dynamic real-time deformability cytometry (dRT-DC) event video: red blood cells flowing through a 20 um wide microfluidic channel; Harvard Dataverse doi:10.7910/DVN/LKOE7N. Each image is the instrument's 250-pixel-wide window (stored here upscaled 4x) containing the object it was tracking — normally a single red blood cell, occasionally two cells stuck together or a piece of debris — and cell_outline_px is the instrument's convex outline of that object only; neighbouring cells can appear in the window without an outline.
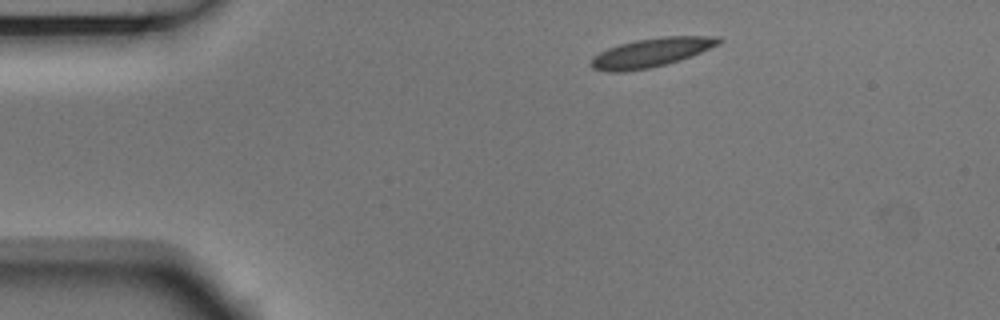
{"species": "Egyptian fruit bat (a non-hibernating species)", "species_latin": "Rousettus aegyptiacus", "temperature_condition": "room temperature", "stored_images_in_passage": 7, "camera_frame_rate_fps": 3000, "um_per_image_px": 0.085, "animal": {"sex": "male"}, "frame": {"image": 1, "passage_image": 1, "time_ms": 0.0, "image_size_px": [1000, 320], "cell_outline_px": [[724, 40], [720, 44], [692, 56], [680, 60], [648, 68], [624, 72], [608, 72], [592, 68], [588, 64], [592, 56], [608, 48], [620, 44], [636, 40], [660, 36], [720, 36]], "centroid_in_image_um": [55.35, 4.46], "position_along_channel_um": 29.6, "area_um2": 21.73}}
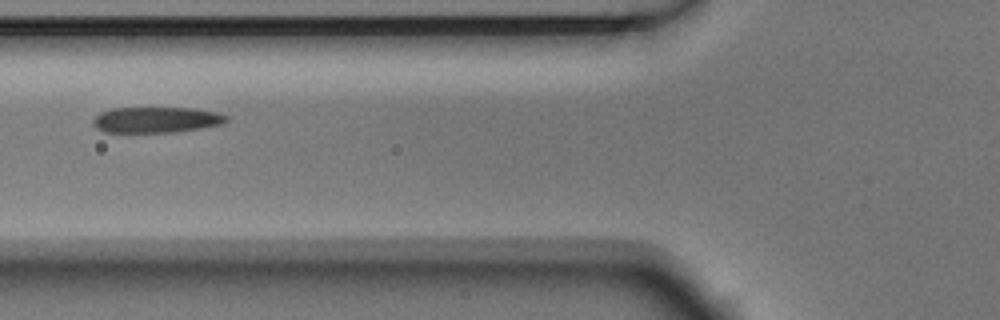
{"frame": {"image": 2, "passage_image": 4, "time_ms": 1.0, "image_size_px": [1000, 320], "cell_outline_px": [[228, 120], [220, 124], [200, 128], [172, 132], [104, 132], [96, 128], [92, 124], [92, 120], [100, 112], [112, 108], [196, 108], [216, 112], [228, 116]], "centroid_in_image_um": [13.25, 10.18], "position_along_channel_um": 112.6, "area_um2": 20.0}}
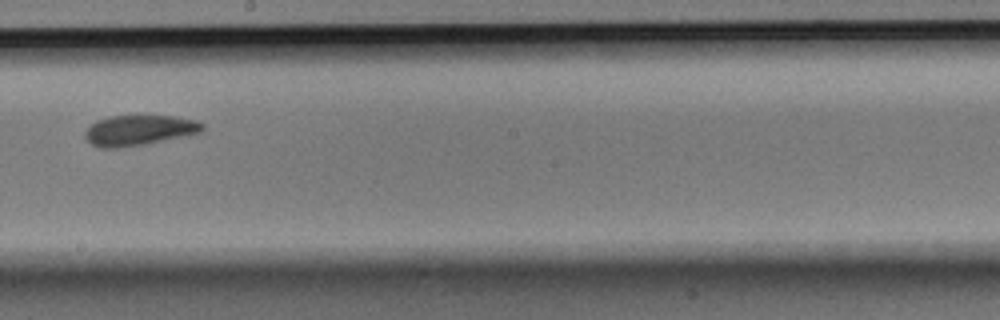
{"frame": {"image": 3, "passage_image": 7, "time_ms": 2.0, "image_size_px": [1000, 320], "cell_outline_px": [[204, 128], [200, 132], [144, 144], [120, 148], [100, 148], [92, 144], [84, 136], [84, 132], [96, 120], [112, 116], [176, 116], [196, 120], [204, 124]], "centroid_in_image_um": [11.8, 11.07], "position_along_channel_um": 236.4, "area_um2": 20.52}}